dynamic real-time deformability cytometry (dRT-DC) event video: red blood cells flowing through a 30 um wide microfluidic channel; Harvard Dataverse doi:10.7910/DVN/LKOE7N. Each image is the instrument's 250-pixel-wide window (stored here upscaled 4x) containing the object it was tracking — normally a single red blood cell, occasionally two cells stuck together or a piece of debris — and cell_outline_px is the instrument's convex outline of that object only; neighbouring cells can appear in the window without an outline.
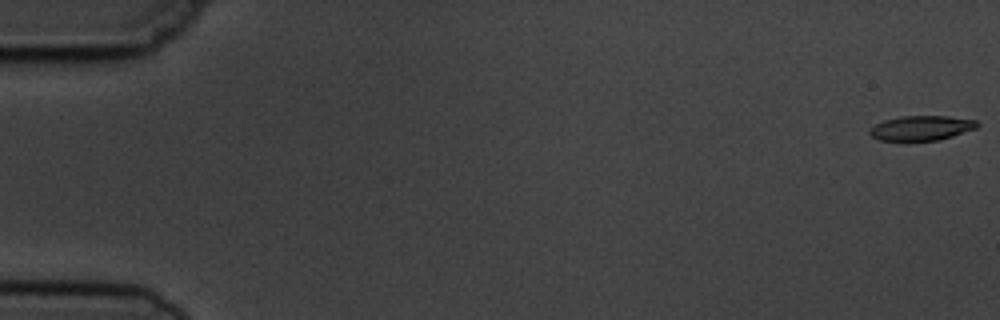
{"species": "common noctule bat (a hibernating species)", "species_latin": "Nyctalus noctula", "temperature_condition": "cold", "stored_images_in_passage": 5, "camera_frame_rate_fps": 3000, "um_per_image_px": 0.085, "animal": {"sex": "male", "body_mass_g": 19.5, "forearm_length_mm": 54.6}, "frame": {"image": 1, "passage_image": 1, "time_ms": 0.0, "image_size_px": [1000, 320], "cell_outline_px": [[980, 124], [976, 128], [952, 136], [936, 140], [880, 140], [872, 136], [868, 132], [876, 124], [884, 120], [900, 116], [948, 116], [976, 120]], "centroid_in_image_um": [78.33, 10.87], "position_along_channel_um": 6.7, "area_um2": 15.26}}